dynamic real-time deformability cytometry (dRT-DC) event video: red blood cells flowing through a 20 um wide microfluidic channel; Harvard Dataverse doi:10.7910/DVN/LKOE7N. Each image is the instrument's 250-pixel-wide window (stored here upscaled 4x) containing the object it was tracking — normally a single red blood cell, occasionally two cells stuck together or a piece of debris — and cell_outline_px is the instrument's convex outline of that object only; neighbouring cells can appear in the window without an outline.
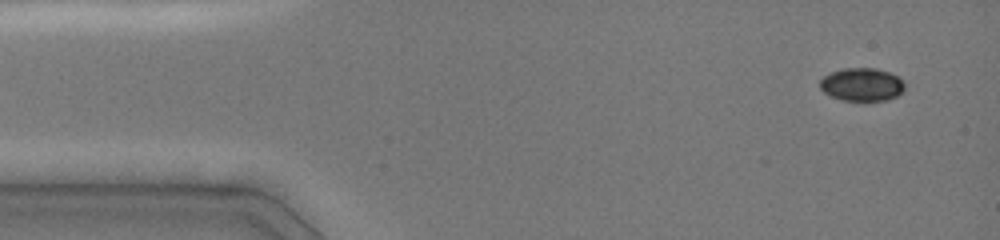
{"species": "common noctule bat (a hibernating species)", "species_latin": "Nyctalus noctula", "temperature_condition": "cold", "stored_images_in_passage": 4, "camera_frame_rate_fps": 3000, "um_per_image_px": 0.085, "animal": {"sex": "female", "body_mass_g": 19.0, "forearm_length_mm": 51.5}, "frame": {"image": 1, "passage_image": 1, "time_ms": 0.0, "image_size_px": [1000, 240], "cell_outline_px": [[904, 92], [888, 100], [864, 104], [844, 100], [832, 96], [824, 92], [820, 88], [820, 80], [824, 76], [832, 72], [844, 68], [876, 68], [888, 72], [904, 80]], "centroid_in_image_um": [73.29, 7.23], "position_along_channel_um": 11.7, "area_um2": 16.88}}
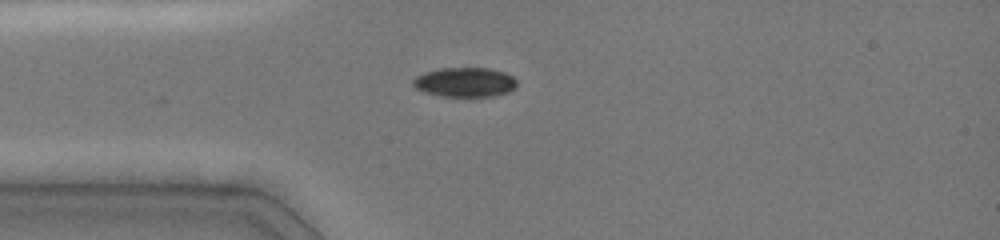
{"frame": {"image": 2, "passage_image": 4, "time_ms": 3.0, "image_size_px": [1000, 240], "cell_outline_px": [[516, 88], [508, 92], [496, 96], [440, 96], [424, 92], [416, 88], [412, 84], [412, 80], [416, 76], [424, 72], [440, 68], [492, 68], [504, 72], [512, 76], [516, 80]], "centroid_in_image_um": [39.52, 6.98], "position_along_channel_um": 45.5, "area_um2": 17.98}}